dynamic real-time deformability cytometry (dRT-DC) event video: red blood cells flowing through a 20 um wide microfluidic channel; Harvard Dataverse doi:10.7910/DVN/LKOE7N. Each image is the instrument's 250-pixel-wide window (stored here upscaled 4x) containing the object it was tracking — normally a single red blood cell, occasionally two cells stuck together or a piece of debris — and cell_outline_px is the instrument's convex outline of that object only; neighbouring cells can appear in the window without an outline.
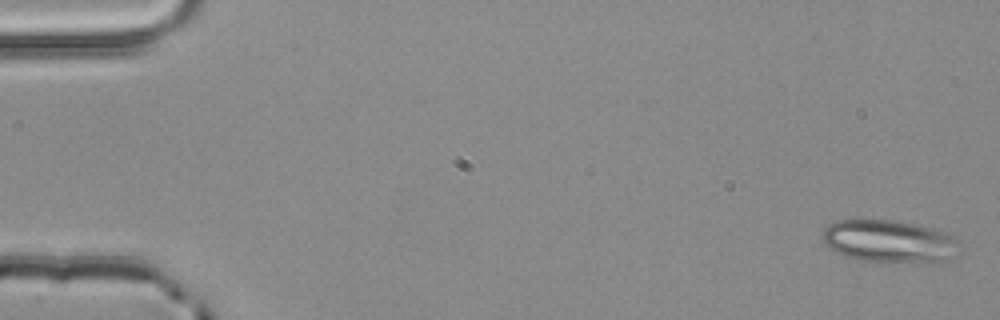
{"species": "common noctule bat (a hibernating species)", "species_latin": "Nyctalus noctula", "temperature_condition": "room temperature", "stored_images_in_passage": 4, "camera_frame_rate_fps": 3000, "um_per_image_px": 0.085, "animal": {"sex": "male", "body_mass_g": 20.4}, "frame": {"image": 1, "passage_image": 1, "time_ms": 0.0, "image_size_px": [1000, 320], "cell_outline_px": [[956, 256], [944, 264], [932, 264], [856, 260], [836, 252], [828, 248], [824, 244], [824, 228], [828, 224], [836, 220], [892, 220], [916, 224], [932, 228], [944, 232], [952, 236]], "centroid_in_image_um": [75.58, 20.55], "position_along_channel_um": 9.4, "area_um2": 34.28}}